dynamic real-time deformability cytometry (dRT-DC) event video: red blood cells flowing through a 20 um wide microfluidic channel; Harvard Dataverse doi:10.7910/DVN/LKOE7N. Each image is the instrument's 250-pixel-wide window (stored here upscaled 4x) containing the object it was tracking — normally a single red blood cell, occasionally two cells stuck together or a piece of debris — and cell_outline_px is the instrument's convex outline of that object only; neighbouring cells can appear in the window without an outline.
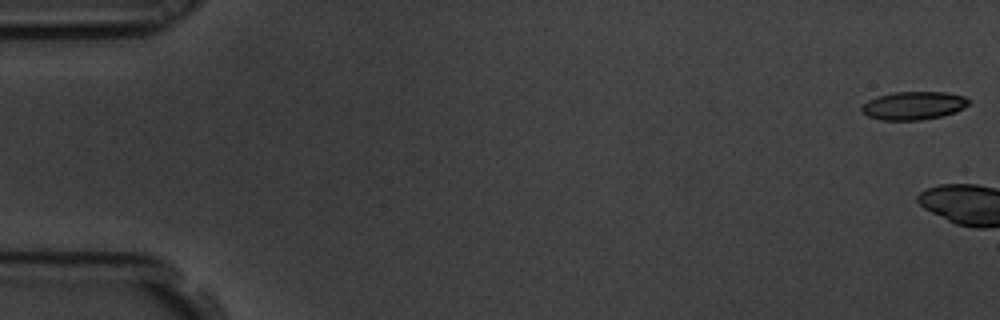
{"species": "common noctule bat (a hibernating species)", "species_latin": "Nyctalus noctula", "temperature_condition": "room temperature", "stored_images_in_passage": 7, "camera_frame_rate_fps": 3000, "um_per_image_px": 0.085, "animal": {"sex": "male", "body_mass_g": 19.5, "forearm_length_mm": 54.6}, "frame": {"image": 1, "passage_image": 1, "time_ms": 0.0, "image_size_px": [1000, 320], "cell_outline_px": [[968, 104], [964, 108], [956, 112], [940, 116], [920, 120], [880, 120], [868, 116], [860, 108], [868, 100], [876, 96], [892, 92], [944, 92], [964, 96], [968, 100]], "centroid_in_image_um": [77.64, 8.97], "position_along_channel_um": 7.4, "area_um2": 17.51}}